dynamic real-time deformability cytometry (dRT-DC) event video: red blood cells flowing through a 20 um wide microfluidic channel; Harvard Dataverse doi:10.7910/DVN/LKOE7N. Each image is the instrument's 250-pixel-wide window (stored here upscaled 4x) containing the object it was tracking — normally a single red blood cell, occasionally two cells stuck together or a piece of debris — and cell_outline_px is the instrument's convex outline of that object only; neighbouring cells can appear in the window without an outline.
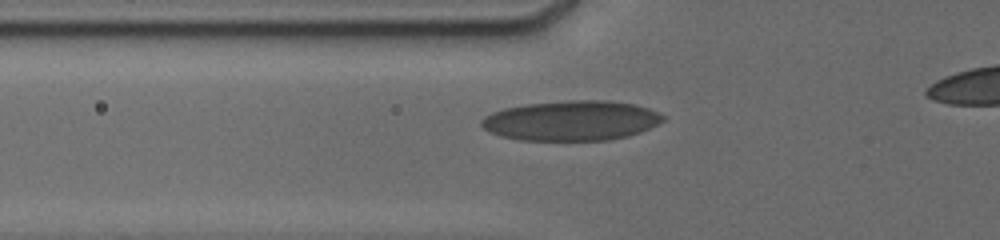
{"species": "human", "species_latin": "Homo sapiens", "temperature_condition": "cold", "stored_images_in_passage": 9, "camera_frame_rate_fps": 3000, "um_per_image_px": 0.085, "donor": {"sex": "male"}, "frame": {"image": 1, "passage_image": 4, "time_ms": 1.667, "image_size_px": [1000, 240], "cell_outline_px": [[664, 120], [640, 132], [628, 136], [608, 140], [520, 140], [500, 136], [484, 128], [480, 124], [480, 120], [484, 116], [492, 112], [504, 108], [524, 104], [568, 100], [608, 100], [636, 104], [648, 108], [664, 116]], "centroid_in_image_um": [48.54, 10.24], "position_along_channel_um": 77.3, "area_um2": 42.31}}
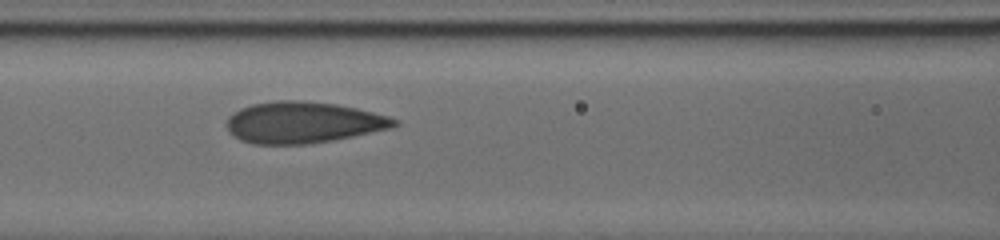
{"frame": {"image": 2, "passage_image": 7, "time_ms": 3.333, "image_size_px": [1000, 240], "cell_outline_px": [[400, 124], [388, 128], [352, 136], [332, 140], [308, 144], [252, 144], [240, 140], [232, 136], [228, 132], [224, 124], [228, 116], [232, 112], [240, 108], [252, 104], [276, 100], [304, 100], [336, 104], [356, 108], [388, 116], [396, 120]], "centroid_in_image_um": [25.66, 10.4], "position_along_channel_um": 140.9, "area_um2": 40.58}}
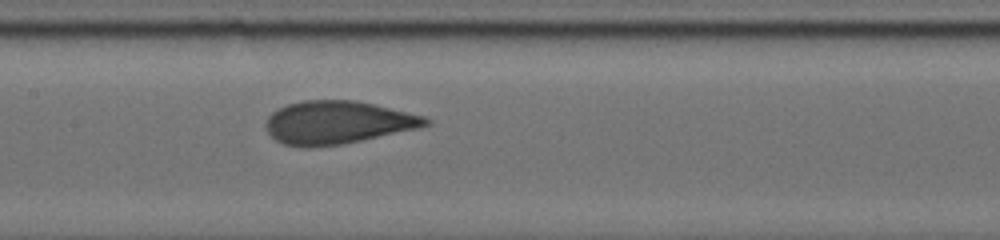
{"frame": {"image": 3, "passage_image": 9, "time_ms": 4.333, "image_size_px": [1000, 240], "cell_outline_px": [[432, 124], [416, 128], [344, 144], [308, 148], [304, 148], [284, 144], [276, 140], [268, 132], [264, 124], [268, 116], [272, 112], [288, 104], [304, 100], [356, 100], [424, 116], [432, 120]], "centroid_in_image_um": [28.66, 10.42], "position_along_channel_um": 178.7, "area_um2": 39.94}}